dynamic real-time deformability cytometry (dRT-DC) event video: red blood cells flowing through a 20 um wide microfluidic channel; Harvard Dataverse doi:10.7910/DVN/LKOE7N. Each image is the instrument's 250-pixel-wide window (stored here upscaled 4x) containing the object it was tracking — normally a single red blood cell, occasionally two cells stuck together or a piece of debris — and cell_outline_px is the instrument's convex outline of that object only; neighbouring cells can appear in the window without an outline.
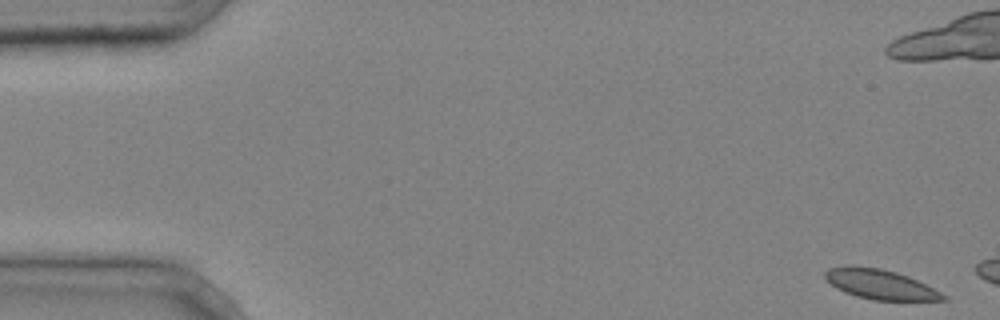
{"species": "common noctule bat (a hibernating species)", "species_latin": "Nyctalus noctula", "temperature_condition": "cold", "stored_images_in_passage": 4, "camera_frame_rate_fps": 3000, "um_per_image_px": 0.085, "animal": {"sex": "male", "body_mass_g": 20.4}, "frame": {"image": 1, "passage_image": 1, "time_ms": 0.0, "image_size_px": [1000, 320], "cell_outline_px": [[948, 300], [872, 300], [856, 296], [844, 292], [836, 288], [824, 280], [824, 272], [828, 268], [880, 268], [896, 272], [908, 276], [948, 296]], "centroid_in_image_um": [74.82, 24.21], "position_along_channel_um": 10.2, "area_um2": 19.94}}